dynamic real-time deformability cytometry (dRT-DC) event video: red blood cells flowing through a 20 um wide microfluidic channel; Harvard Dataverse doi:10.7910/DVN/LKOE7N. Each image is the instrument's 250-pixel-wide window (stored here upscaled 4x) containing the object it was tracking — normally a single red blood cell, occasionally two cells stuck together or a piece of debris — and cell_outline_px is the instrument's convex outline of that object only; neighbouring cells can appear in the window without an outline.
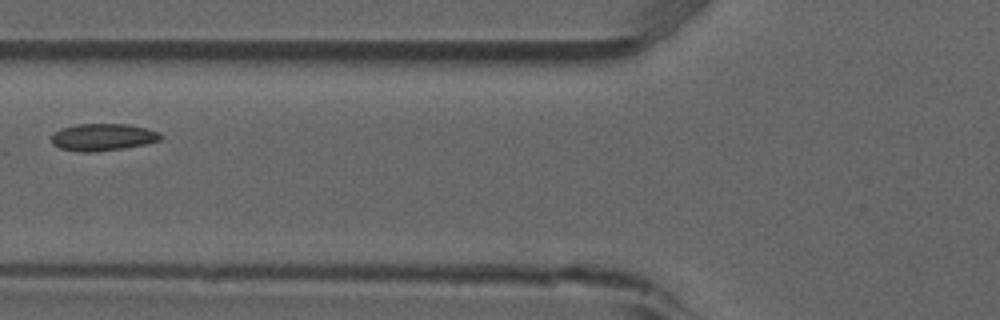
{"species": "common noctule bat (a hibernating species)", "species_latin": "Nyctalus noctula", "temperature_condition": "room temperature", "stored_images_in_passage": 6, "camera_frame_rate_fps": 3000, "um_per_image_px": 0.085, "animal": {"sex": "male", "forearm_length_mm": 52.5}, "frame": {"image": 1, "passage_image": 5, "time_ms": 1.333, "image_size_px": [1000, 320], "cell_outline_px": [[164, 136], [160, 140], [144, 144], [124, 148], [92, 152], [80, 152], [60, 148], [52, 144], [52, 132], [60, 128], [76, 124], [128, 124], [160, 132]], "centroid_in_image_um": [8.71, 11.65], "position_along_channel_um": 117.1, "area_um2": 17.34}}
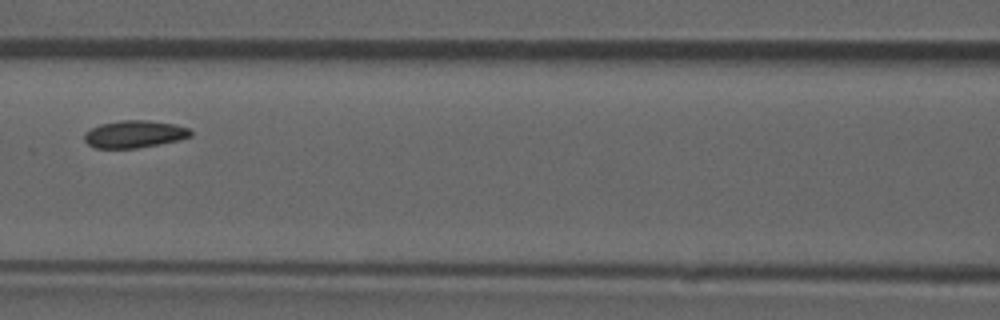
{"frame": {"image": 2, "passage_image": 6, "time_ms": 1.667, "image_size_px": [1000, 320], "cell_outline_px": [[192, 136], [176, 140], [136, 148], [96, 148], [88, 144], [84, 140], [84, 132], [100, 124], [120, 120], [148, 120], [176, 124], [188, 128], [192, 132]], "centroid_in_image_um": [11.4, 11.39], "position_along_channel_um": 155.2, "area_um2": 16.82}}